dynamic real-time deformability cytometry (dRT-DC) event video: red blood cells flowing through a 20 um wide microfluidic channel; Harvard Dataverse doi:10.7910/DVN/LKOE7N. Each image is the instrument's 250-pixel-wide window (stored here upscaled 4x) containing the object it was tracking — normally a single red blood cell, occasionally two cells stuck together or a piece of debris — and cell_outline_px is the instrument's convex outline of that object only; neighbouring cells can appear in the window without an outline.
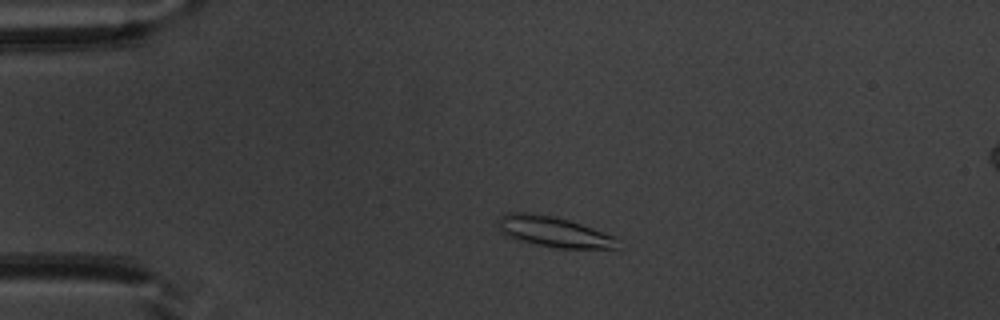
{"species": "common noctule bat (a hibernating species)", "species_latin": "Nyctalus noctula", "temperature_condition": "warm", "stored_images_in_passage": 48, "camera_frame_rate_fps": 3000, "um_per_image_px": 0.085, "animal": {"sex": "male", "body_mass_g": 20.1, "forearm_length_mm": 53.5}, "frame": {"image": 1, "passage_image": 8, "time_ms": 2.333, "image_size_px": [1000, 320], "cell_outline_px": [[620, 248], [556, 248], [516, 240], [500, 232], [496, 228], [496, 220], [504, 212], [528, 212], [556, 216], [616, 236]], "centroid_in_image_um": [46.99, 19.68], "position_along_channel_um": 38.0, "area_um2": 21.62}}
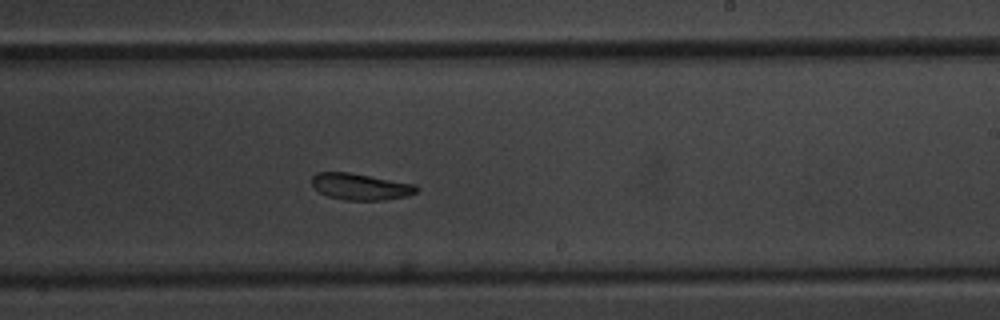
{"frame": {"image": 2, "passage_image": 28, "time_ms": 9.0, "image_size_px": [1000, 320], "cell_outline_px": [[420, 188], [416, 192], [408, 196], [384, 200], [344, 200], [328, 196], [320, 192], [312, 184], [312, 176], [316, 172], [348, 172], [416, 184]], "centroid_in_image_um": [30.67, 15.86], "position_along_channel_um": 258.3, "area_um2": 16.18}}
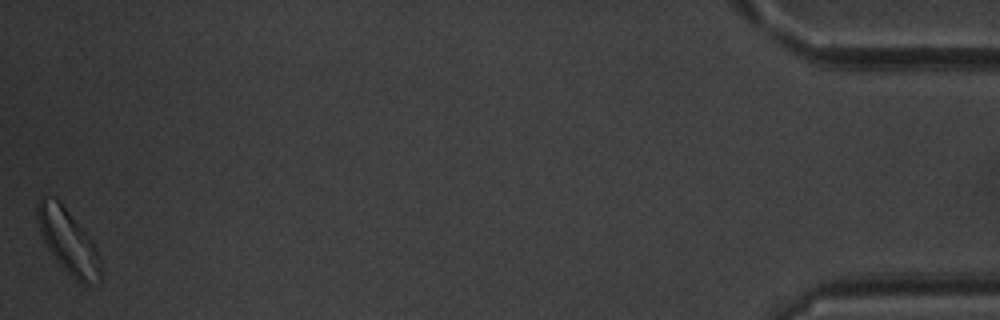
{"frame": {"image": 3, "passage_image": 48, "time_ms": 15.667, "image_size_px": [1000, 320], "cell_outline_px": [[100, 280], [88, 284], [84, 284], [76, 280], [56, 260], [44, 244], [40, 232], [36, 216], [36, 200], [40, 196], [52, 196], [68, 212], [92, 240], [100, 260]], "centroid_in_image_um": [5.73, 20.48], "position_along_channel_um": 429.5, "area_um2": 23.24}, "authors_computed_cell_mechanics": {"area_um2": 17.918, "velocity_mm_per_s": 3.9057, "shape_relaxation_time_tau1_ms": 4.8652, "shape_relaxation_time_tau2_ms": null, "deformation_change_tau1": 0.099, "deformation_change_tau2": null}}